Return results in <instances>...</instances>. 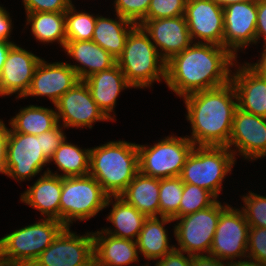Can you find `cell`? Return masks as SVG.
Listing matches in <instances>:
<instances>
[{"label": "cell", "instance_id": "obj_36", "mask_svg": "<svg viewBox=\"0 0 266 266\" xmlns=\"http://www.w3.org/2000/svg\"><path fill=\"white\" fill-rule=\"evenodd\" d=\"M187 0H151L144 20L179 17L185 14Z\"/></svg>", "mask_w": 266, "mask_h": 266}, {"label": "cell", "instance_id": "obj_11", "mask_svg": "<svg viewBox=\"0 0 266 266\" xmlns=\"http://www.w3.org/2000/svg\"><path fill=\"white\" fill-rule=\"evenodd\" d=\"M64 227L31 266H94L93 234Z\"/></svg>", "mask_w": 266, "mask_h": 266}, {"label": "cell", "instance_id": "obj_27", "mask_svg": "<svg viewBox=\"0 0 266 266\" xmlns=\"http://www.w3.org/2000/svg\"><path fill=\"white\" fill-rule=\"evenodd\" d=\"M115 15L116 17L113 19L98 14L92 41L117 60L123 53L128 34L136 24L118 14Z\"/></svg>", "mask_w": 266, "mask_h": 266}, {"label": "cell", "instance_id": "obj_47", "mask_svg": "<svg viewBox=\"0 0 266 266\" xmlns=\"http://www.w3.org/2000/svg\"><path fill=\"white\" fill-rule=\"evenodd\" d=\"M228 266H266L258 261L247 258L246 260H237L228 262Z\"/></svg>", "mask_w": 266, "mask_h": 266}, {"label": "cell", "instance_id": "obj_20", "mask_svg": "<svg viewBox=\"0 0 266 266\" xmlns=\"http://www.w3.org/2000/svg\"><path fill=\"white\" fill-rule=\"evenodd\" d=\"M238 68L231 73V82L235 88L238 108L266 117V75L262 74L251 63L237 64Z\"/></svg>", "mask_w": 266, "mask_h": 266}, {"label": "cell", "instance_id": "obj_23", "mask_svg": "<svg viewBox=\"0 0 266 266\" xmlns=\"http://www.w3.org/2000/svg\"><path fill=\"white\" fill-rule=\"evenodd\" d=\"M62 177L44 171V173L21 193L20 201L40 211L42 218L60 221V198Z\"/></svg>", "mask_w": 266, "mask_h": 266}, {"label": "cell", "instance_id": "obj_9", "mask_svg": "<svg viewBox=\"0 0 266 266\" xmlns=\"http://www.w3.org/2000/svg\"><path fill=\"white\" fill-rule=\"evenodd\" d=\"M229 204L217 200L213 205L174 219L175 249L191 256L209 254L211 244L220 218V213Z\"/></svg>", "mask_w": 266, "mask_h": 266}, {"label": "cell", "instance_id": "obj_22", "mask_svg": "<svg viewBox=\"0 0 266 266\" xmlns=\"http://www.w3.org/2000/svg\"><path fill=\"white\" fill-rule=\"evenodd\" d=\"M92 234L94 266H133V263L139 262L136 241L118 238L102 230ZM138 266H149V263Z\"/></svg>", "mask_w": 266, "mask_h": 266}, {"label": "cell", "instance_id": "obj_40", "mask_svg": "<svg viewBox=\"0 0 266 266\" xmlns=\"http://www.w3.org/2000/svg\"><path fill=\"white\" fill-rule=\"evenodd\" d=\"M64 126L59 123L51 130L41 134V144L44 156L50 160L56 149L67 139Z\"/></svg>", "mask_w": 266, "mask_h": 266}, {"label": "cell", "instance_id": "obj_48", "mask_svg": "<svg viewBox=\"0 0 266 266\" xmlns=\"http://www.w3.org/2000/svg\"><path fill=\"white\" fill-rule=\"evenodd\" d=\"M260 60L256 63H251L255 68H257L262 74L266 75V46L263 47V52L260 55Z\"/></svg>", "mask_w": 266, "mask_h": 266}, {"label": "cell", "instance_id": "obj_25", "mask_svg": "<svg viewBox=\"0 0 266 266\" xmlns=\"http://www.w3.org/2000/svg\"><path fill=\"white\" fill-rule=\"evenodd\" d=\"M110 204L112 209L107 221L112 223L113 228H103L102 231L118 238L136 241L147 216L120 196H109L105 208Z\"/></svg>", "mask_w": 266, "mask_h": 266}, {"label": "cell", "instance_id": "obj_45", "mask_svg": "<svg viewBox=\"0 0 266 266\" xmlns=\"http://www.w3.org/2000/svg\"><path fill=\"white\" fill-rule=\"evenodd\" d=\"M192 266H228V262L210 254L192 256Z\"/></svg>", "mask_w": 266, "mask_h": 266}, {"label": "cell", "instance_id": "obj_5", "mask_svg": "<svg viewBox=\"0 0 266 266\" xmlns=\"http://www.w3.org/2000/svg\"><path fill=\"white\" fill-rule=\"evenodd\" d=\"M236 158L225 146H195L186 159L180 178L183 183L210 191L217 198L226 175L231 174Z\"/></svg>", "mask_w": 266, "mask_h": 266}, {"label": "cell", "instance_id": "obj_37", "mask_svg": "<svg viewBox=\"0 0 266 266\" xmlns=\"http://www.w3.org/2000/svg\"><path fill=\"white\" fill-rule=\"evenodd\" d=\"M151 0H114L115 14L139 25L147 15Z\"/></svg>", "mask_w": 266, "mask_h": 266}, {"label": "cell", "instance_id": "obj_18", "mask_svg": "<svg viewBox=\"0 0 266 266\" xmlns=\"http://www.w3.org/2000/svg\"><path fill=\"white\" fill-rule=\"evenodd\" d=\"M78 81L80 80L75 70L67 62L48 63L43 58L38 63L30 87L23 98L46 96L55 105Z\"/></svg>", "mask_w": 266, "mask_h": 266}, {"label": "cell", "instance_id": "obj_7", "mask_svg": "<svg viewBox=\"0 0 266 266\" xmlns=\"http://www.w3.org/2000/svg\"><path fill=\"white\" fill-rule=\"evenodd\" d=\"M109 195L91 175L62 177L60 222L70 227L73 221L95 217L105 209Z\"/></svg>", "mask_w": 266, "mask_h": 266}, {"label": "cell", "instance_id": "obj_44", "mask_svg": "<svg viewBox=\"0 0 266 266\" xmlns=\"http://www.w3.org/2000/svg\"><path fill=\"white\" fill-rule=\"evenodd\" d=\"M12 27L10 13L3 6H0V41H10Z\"/></svg>", "mask_w": 266, "mask_h": 266}, {"label": "cell", "instance_id": "obj_41", "mask_svg": "<svg viewBox=\"0 0 266 266\" xmlns=\"http://www.w3.org/2000/svg\"><path fill=\"white\" fill-rule=\"evenodd\" d=\"M185 254L174 248L163 258L158 259L154 266H192V256Z\"/></svg>", "mask_w": 266, "mask_h": 266}, {"label": "cell", "instance_id": "obj_32", "mask_svg": "<svg viewBox=\"0 0 266 266\" xmlns=\"http://www.w3.org/2000/svg\"><path fill=\"white\" fill-rule=\"evenodd\" d=\"M183 194L180 177L159 179V217L179 218V205Z\"/></svg>", "mask_w": 266, "mask_h": 266}, {"label": "cell", "instance_id": "obj_46", "mask_svg": "<svg viewBox=\"0 0 266 266\" xmlns=\"http://www.w3.org/2000/svg\"><path fill=\"white\" fill-rule=\"evenodd\" d=\"M14 44L15 43L12 41H0V75H1L4 63L7 59L9 50Z\"/></svg>", "mask_w": 266, "mask_h": 266}, {"label": "cell", "instance_id": "obj_19", "mask_svg": "<svg viewBox=\"0 0 266 266\" xmlns=\"http://www.w3.org/2000/svg\"><path fill=\"white\" fill-rule=\"evenodd\" d=\"M42 58L14 44L0 75V96L16 95L22 99L31 84L35 69Z\"/></svg>", "mask_w": 266, "mask_h": 266}, {"label": "cell", "instance_id": "obj_10", "mask_svg": "<svg viewBox=\"0 0 266 266\" xmlns=\"http://www.w3.org/2000/svg\"><path fill=\"white\" fill-rule=\"evenodd\" d=\"M6 156L5 175L17 182L29 181L49 163L42 151L41 134L36 136L15 132L11 127L8 131Z\"/></svg>", "mask_w": 266, "mask_h": 266}, {"label": "cell", "instance_id": "obj_39", "mask_svg": "<svg viewBox=\"0 0 266 266\" xmlns=\"http://www.w3.org/2000/svg\"><path fill=\"white\" fill-rule=\"evenodd\" d=\"M26 13L66 12L72 0H22Z\"/></svg>", "mask_w": 266, "mask_h": 266}, {"label": "cell", "instance_id": "obj_33", "mask_svg": "<svg viewBox=\"0 0 266 266\" xmlns=\"http://www.w3.org/2000/svg\"><path fill=\"white\" fill-rule=\"evenodd\" d=\"M97 16L77 11L72 3L65 12L66 42L92 40Z\"/></svg>", "mask_w": 266, "mask_h": 266}, {"label": "cell", "instance_id": "obj_21", "mask_svg": "<svg viewBox=\"0 0 266 266\" xmlns=\"http://www.w3.org/2000/svg\"><path fill=\"white\" fill-rule=\"evenodd\" d=\"M90 90L93 100L99 109L110 120L115 121L114 108L118 96L124 89L134 88L125 78L117 63L101 72L95 73L84 80ZM112 112H114L112 116Z\"/></svg>", "mask_w": 266, "mask_h": 266}, {"label": "cell", "instance_id": "obj_28", "mask_svg": "<svg viewBox=\"0 0 266 266\" xmlns=\"http://www.w3.org/2000/svg\"><path fill=\"white\" fill-rule=\"evenodd\" d=\"M119 196L147 217H159V179L138 172Z\"/></svg>", "mask_w": 266, "mask_h": 266}, {"label": "cell", "instance_id": "obj_43", "mask_svg": "<svg viewBox=\"0 0 266 266\" xmlns=\"http://www.w3.org/2000/svg\"><path fill=\"white\" fill-rule=\"evenodd\" d=\"M9 128L6 127L3 120L0 119V173H6L7 164V139Z\"/></svg>", "mask_w": 266, "mask_h": 266}, {"label": "cell", "instance_id": "obj_3", "mask_svg": "<svg viewBox=\"0 0 266 266\" xmlns=\"http://www.w3.org/2000/svg\"><path fill=\"white\" fill-rule=\"evenodd\" d=\"M138 172L136 143L109 141L90 149L89 175L109 196H119Z\"/></svg>", "mask_w": 266, "mask_h": 266}, {"label": "cell", "instance_id": "obj_2", "mask_svg": "<svg viewBox=\"0 0 266 266\" xmlns=\"http://www.w3.org/2000/svg\"><path fill=\"white\" fill-rule=\"evenodd\" d=\"M186 119L191 125L187 136L195 146H225L230 139L238 100L232 82L183 97Z\"/></svg>", "mask_w": 266, "mask_h": 266}, {"label": "cell", "instance_id": "obj_17", "mask_svg": "<svg viewBox=\"0 0 266 266\" xmlns=\"http://www.w3.org/2000/svg\"><path fill=\"white\" fill-rule=\"evenodd\" d=\"M139 26L148 34L151 42L165 62L193 43L184 15L143 20Z\"/></svg>", "mask_w": 266, "mask_h": 266}, {"label": "cell", "instance_id": "obj_38", "mask_svg": "<svg viewBox=\"0 0 266 266\" xmlns=\"http://www.w3.org/2000/svg\"><path fill=\"white\" fill-rule=\"evenodd\" d=\"M247 258L266 265V228H249Z\"/></svg>", "mask_w": 266, "mask_h": 266}, {"label": "cell", "instance_id": "obj_34", "mask_svg": "<svg viewBox=\"0 0 266 266\" xmlns=\"http://www.w3.org/2000/svg\"><path fill=\"white\" fill-rule=\"evenodd\" d=\"M217 198L213 193L196 185L183 183V194L179 205V217L203 210L213 205Z\"/></svg>", "mask_w": 266, "mask_h": 266}, {"label": "cell", "instance_id": "obj_29", "mask_svg": "<svg viewBox=\"0 0 266 266\" xmlns=\"http://www.w3.org/2000/svg\"><path fill=\"white\" fill-rule=\"evenodd\" d=\"M35 40L48 44L57 42L64 48L66 42L65 12L26 13Z\"/></svg>", "mask_w": 266, "mask_h": 266}, {"label": "cell", "instance_id": "obj_49", "mask_svg": "<svg viewBox=\"0 0 266 266\" xmlns=\"http://www.w3.org/2000/svg\"><path fill=\"white\" fill-rule=\"evenodd\" d=\"M219 7L225 8L230 4L238 3V2H251L257 0H213Z\"/></svg>", "mask_w": 266, "mask_h": 266}, {"label": "cell", "instance_id": "obj_4", "mask_svg": "<svg viewBox=\"0 0 266 266\" xmlns=\"http://www.w3.org/2000/svg\"><path fill=\"white\" fill-rule=\"evenodd\" d=\"M116 61L127 81L136 89L150 88L162 79L166 81V62L139 25L128 34L123 53Z\"/></svg>", "mask_w": 266, "mask_h": 266}, {"label": "cell", "instance_id": "obj_6", "mask_svg": "<svg viewBox=\"0 0 266 266\" xmlns=\"http://www.w3.org/2000/svg\"><path fill=\"white\" fill-rule=\"evenodd\" d=\"M65 226L43 218L0 238V251L14 266H31Z\"/></svg>", "mask_w": 266, "mask_h": 266}, {"label": "cell", "instance_id": "obj_26", "mask_svg": "<svg viewBox=\"0 0 266 266\" xmlns=\"http://www.w3.org/2000/svg\"><path fill=\"white\" fill-rule=\"evenodd\" d=\"M174 222L167 217H147L136 240L138 253L144 259L157 261L171 252L175 245H169L168 231L165 224Z\"/></svg>", "mask_w": 266, "mask_h": 266}, {"label": "cell", "instance_id": "obj_15", "mask_svg": "<svg viewBox=\"0 0 266 266\" xmlns=\"http://www.w3.org/2000/svg\"><path fill=\"white\" fill-rule=\"evenodd\" d=\"M223 14V47L237 59L239 50L256 45L257 1L230 4Z\"/></svg>", "mask_w": 266, "mask_h": 266}, {"label": "cell", "instance_id": "obj_24", "mask_svg": "<svg viewBox=\"0 0 266 266\" xmlns=\"http://www.w3.org/2000/svg\"><path fill=\"white\" fill-rule=\"evenodd\" d=\"M63 50L80 64L68 63L81 81L95 73L107 70L117 63L110 53L92 40L67 41Z\"/></svg>", "mask_w": 266, "mask_h": 266}, {"label": "cell", "instance_id": "obj_42", "mask_svg": "<svg viewBox=\"0 0 266 266\" xmlns=\"http://www.w3.org/2000/svg\"><path fill=\"white\" fill-rule=\"evenodd\" d=\"M261 37L266 46V0H257V24H256V45L260 43Z\"/></svg>", "mask_w": 266, "mask_h": 266}, {"label": "cell", "instance_id": "obj_30", "mask_svg": "<svg viewBox=\"0 0 266 266\" xmlns=\"http://www.w3.org/2000/svg\"><path fill=\"white\" fill-rule=\"evenodd\" d=\"M57 124L56 109L38 105L20 108L18 114L9 122L15 132L36 136L53 129Z\"/></svg>", "mask_w": 266, "mask_h": 266}, {"label": "cell", "instance_id": "obj_14", "mask_svg": "<svg viewBox=\"0 0 266 266\" xmlns=\"http://www.w3.org/2000/svg\"><path fill=\"white\" fill-rule=\"evenodd\" d=\"M227 147L235 157L240 155L244 160L266 157V117L237 108Z\"/></svg>", "mask_w": 266, "mask_h": 266}, {"label": "cell", "instance_id": "obj_13", "mask_svg": "<svg viewBox=\"0 0 266 266\" xmlns=\"http://www.w3.org/2000/svg\"><path fill=\"white\" fill-rule=\"evenodd\" d=\"M54 106L58 123L62 122L65 128L92 129V124L98 121H110L93 100L86 83L81 80L61 96Z\"/></svg>", "mask_w": 266, "mask_h": 266}, {"label": "cell", "instance_id": "obj_8", "mask_svg": "<svg viewBox=\"0 0 266 266\" xmlns=\"http://www.w3.org/2000/svg\"><path fill=\"white\" fill-rule=\"evenodd\" d=\"M194 147L187 135H168L152 146L137 144L139 172L157 179L180 177Z\"/></svg>", "mask_w": 266, "mask_h": 266}, {"label": "cell", "instance_id": "obj_50", "mask_svg": "<svg viewBox=\"0 0 266 266\" xmlns=\"http://www.w3.org/2000/svg\"><path fill=\"white\" fill-rule=\"evenodd\" d=\"M0 266H14L8 259H6L0 251Z\"/></svg>", "mask_w": 266, "mask_h": 266}, {"label": "cell", "instance_id": "obj_31", "mask_svg": "<svg viewBox=\"0 0 266 266\" xmlns=\"http://www.w3.org/2000/svg\"><path fill=\"white\" fill-rule=\"evenodd\" d=\"M90 149H81L65 139L49 160V164L53 162L57 165L62 174H58L57 171L53 173L49 168L46 171L60 177L89 175Z\"/></svg>", "mask_w": 266, "mask_h": 266}, {"label": "cell", "instance_id": "obj_35", "mask_svg": "<svg viewBox=\"0 0 266 266\" xmlns=\"http://www.w3.org/2000/svg\"><path fill=\"white\" fill-rule=\"evenodd\" d=\"M248 192L241 198L244 205L240 209L250 227L266 228V196Z\"/></svg>", "mask_w": 266, "mask_h": 266}, {"label": "cell", "instance_id": "obj_1", "mask_svg": "<svg viewBox=\"0 0 266 266\" xmlns=\"http://www.w3.org/2000/svg\"><path fill=\"white\" fill-rule=\"evenodd\" d=\"M237 59L223 46L192 43L166 62V85L178 97L216 88L231 81Z\"/></svg>", "mask_w": 266, "mask_h": 266}, {"label": "cell", "instance_id": "obj_12", "mask_svg": "<svg viewBox=\"0 0 266 266\" xmlns=\"http://www.w3.org/2000/svg\"><path fill=\"white\" fill-rule=\"evenodd\" d=\"M249 228L242 210L228 205L220 213L209 254L226 262L247 258Z\"/></svg>", "mask_w": 266, "mask_h": 266}, {"label": "cell", "instance_id": "obj_16", "mask_svg": "<svg viewBox=\"0 0 266 266\" xmlns=\"http://www.w3.org/2000/svg\"><path fill=\"white\" fill-rule=\"evenodd\" d=\"M184 16L193 43L223 46V8L213 0H187Z\"/></svg>", "mask_w": 266, "mask_h": 266}]
</instances>
